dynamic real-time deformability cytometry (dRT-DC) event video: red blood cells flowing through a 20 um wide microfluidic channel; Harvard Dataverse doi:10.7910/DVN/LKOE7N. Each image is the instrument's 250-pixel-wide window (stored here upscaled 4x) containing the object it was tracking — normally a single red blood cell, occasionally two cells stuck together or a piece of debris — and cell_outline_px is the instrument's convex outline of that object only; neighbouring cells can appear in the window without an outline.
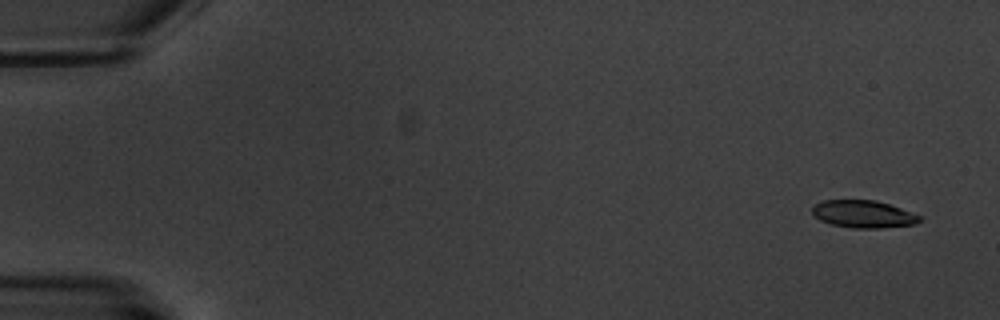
{"species": "common noctule bat (a hibernating species)", "species_latin": "Nyctalus noctula", "temperature_condition": "warm", "stored_images_in_passage": 13, "camera_frame_rate_fps": 3000, "um_per_image_px": 0.085, "animal": {"sex": "male", "body_mass_g": 20.1, "forearm_length_mm": 53.5}, "frame": {"image": 1, "passage_image": 1, "time_ms": 0.0, "image_size_px": [1000, 320], "cell_outline_px": [[924, 220], [916, 224], [880, 228], [852, 228], [832, 224], [820, 220], [812, 212], [812, 208], [816, 204], [824, 200], [876, 200], [924, 216]], "centroid_in_image_um": [73.46, 18.2], "position_along_channel_um": 11.5, "area_um2": 17.22}}
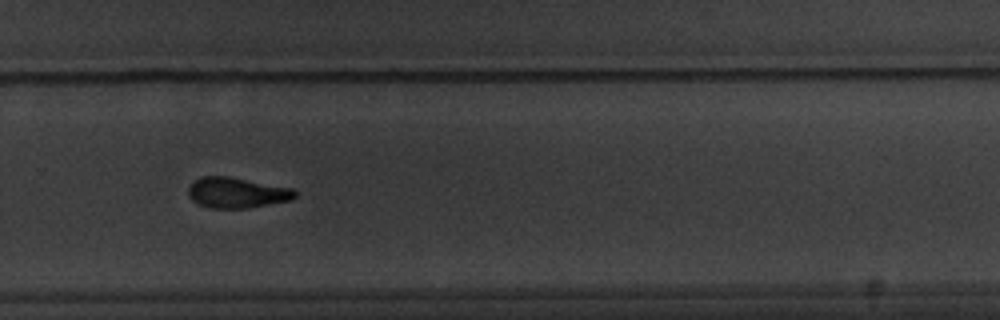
{"frame": {"image": 2, "passage_image": 11, "time_ms": 12.667, "image_size_px": [1000, 320], "cell_outline_px": [[296, 196], [292, 200], [248, 208], [208, 208], [196, 204], [188, 196], [188, 188], [200, 176], [228, 176], [292, 188], [296, 192]], "centroid_in_image_um": [20.11, 16.39], "position_along_channel_um": 309.7, "area_um2": 19.07}}